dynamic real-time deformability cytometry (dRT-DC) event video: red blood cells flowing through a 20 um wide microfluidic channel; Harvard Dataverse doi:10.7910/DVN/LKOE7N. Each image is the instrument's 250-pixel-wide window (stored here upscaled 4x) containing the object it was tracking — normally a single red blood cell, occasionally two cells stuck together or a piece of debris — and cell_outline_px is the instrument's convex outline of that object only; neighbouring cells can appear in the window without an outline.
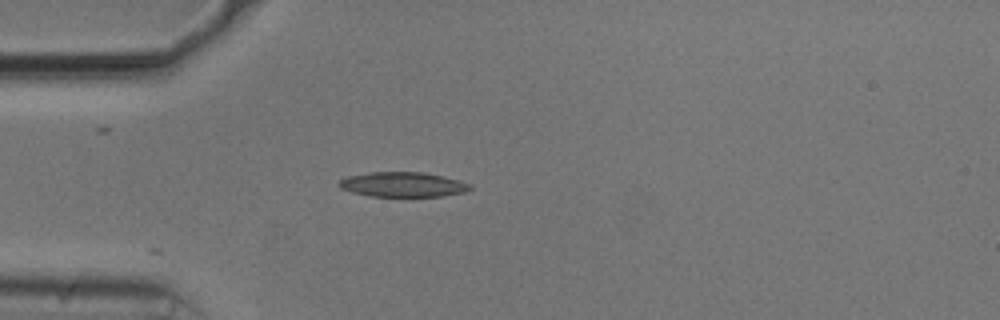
{"species": "common noctule bat (a hibernating species)", "species_latin": "Nyctalus noctula", "temperature_condition": "cold", "stored_images_in_passage": 18, "camera_frame_rate_fps": 3000, "um_per_image_px": 0.085, "animal": {"sex": "male", "body_mass_g": 20.5, "forearm_length_mm": 52.5}, "frame": {"image": 1, "passage_image": 1, "time_ms": 0.0, "image_size_px": [1000, 320], "cell_outline_px": [[472, 188], [464, 192], [444, 196], [372, 196], [352, 192], [340, 188], [336, 184], [340, 180], [348, 176], [372, 172], [424, 172], [444, 176], [460, 180], [472, 184]], "centroid_in_image_um": [34.27, 15.68], "position_along_channel_um": 50.7, "area_um2": 19.02}}
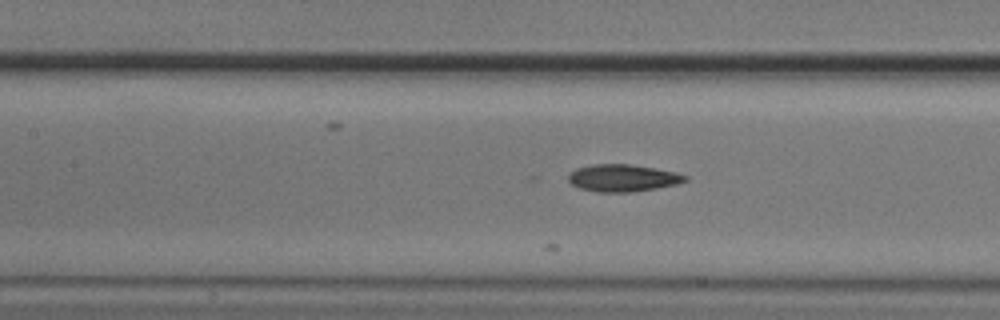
{"frame": {"image": 2, "passage_image": 10, "time_ms": 3.0, "image_size_px": [1000, 320], "cell_outline_px": [[688, 180], [676, 184], [656, 188], [632, 192], [596, 192], [580, 188], [572, 184], [568, 180], [568, 176], [576, 168], [592, 164], [628, 164], [656, 168], [676, 172], [688, 176]], "centroid_in_image_um": [52.94, 15.12], "position_along_channel_um": 154.5, "area_um2": 18.5}}
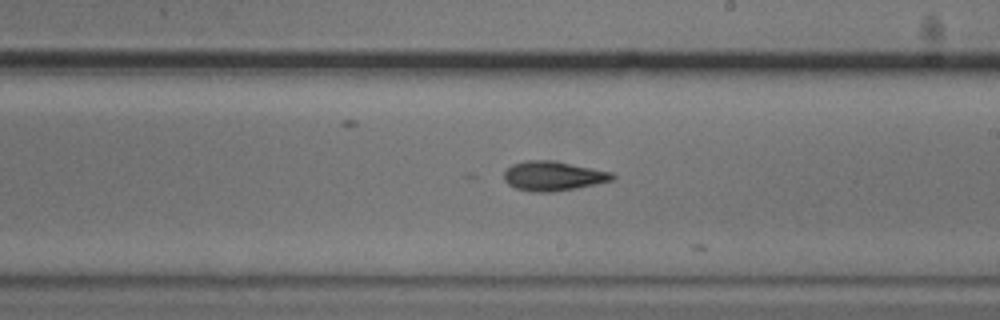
{"frame": {"image": 3, "passage_image": 17, "time_ms": 5.333, "image_size_px": [1000, 320], "cell_outline_px": [[616, 176], [612, 180], [596, 184], [576, 188], [552, 192], [532, 192], [516, 188], [508, 184], [504, 180], [504, 172], [512, 164], [524, 160], [552, 160], [612, 172]], "centroid_in_image_um": [47.0, 14.96], "position_along_channel_um": 242.0, "area_um2": 18.61}}